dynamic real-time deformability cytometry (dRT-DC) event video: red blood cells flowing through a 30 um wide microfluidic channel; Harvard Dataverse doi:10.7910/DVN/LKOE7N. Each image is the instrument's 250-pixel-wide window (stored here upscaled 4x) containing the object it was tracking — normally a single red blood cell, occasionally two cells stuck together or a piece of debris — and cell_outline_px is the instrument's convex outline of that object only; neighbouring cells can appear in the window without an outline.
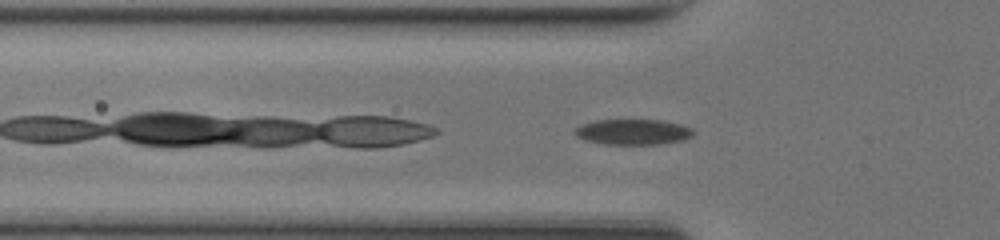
{"species": "common noctule bat (a hibernating species)", "species_latin": "Nyctalus noctula", "temperature_condition": "room temperature", "stored_images_in_passage": 37, "camera_frame_rate_fps": 3000, "um_per_image_px": 0.085, "animal": {"sex": "female", "body_mass_g": 17.0, "forearm_length_mm": 48.0}, "frame": {"image": 1, "passage_image": 3, "time_ms": 0.667, "image_size_px": [1000, 240], "cell_outline_px": [[696, 132], [692, 136], [684, 140], [660, 144], [604, 144], [584, 140], [576, 136], [572, 132], [580, 124], [592, 120], [664, 120], [680, 124], [692, 128]], "centroid_in_image_um": [53.79, 11.21], "position_along_channel_um": 72.0, "area_um2": 17.92}}
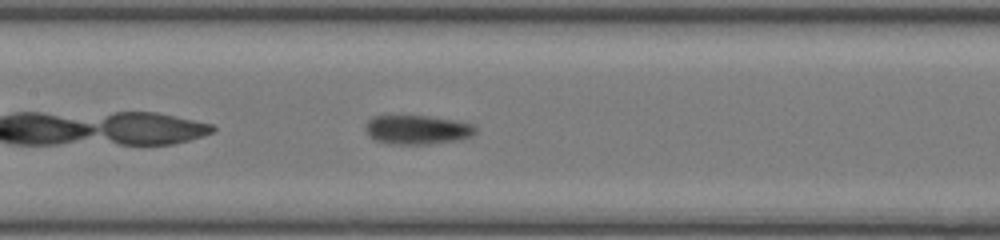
{"frame": {"image": 2, "passage_image": 10, "time_ms": 3.0, "image_size_px": [1000, 240], "cell_outline_px": [[476, 132], [472, 136], [464, 140], [428, 144], [392, 144], [376, 140], [368, 136], [364, 128], [364, 124], [372, 116], [428, 116], [456, 120], [472, 124], [476, 128]], "centroid_in_image_um": [35.48, 11.03], "position_along_channel_um": 171.9, "area_um2": 18.96}}
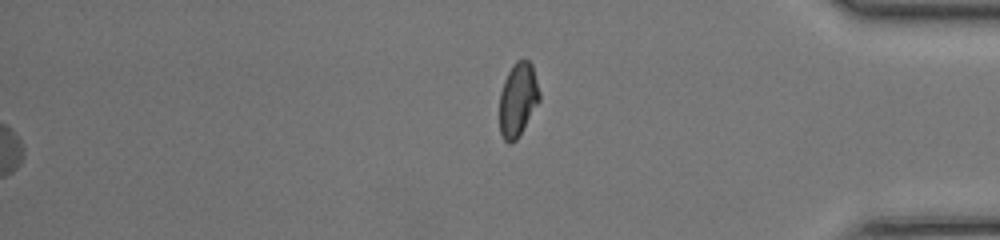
{"frame": {"image": 3, "passage_image": 37, "time_ms": 12.0, "image_size_px": [1000, 240], "cell_outline_px": [[540, 100], [516, 140], [512, 144], [508, 144], [504, 140], [500, 132], [500, 92], [504, 80], [508, 72], [516, 60], [524, 56], [532, 64], [540, 92]], "centroid_in_image_um": [44.02, 8.43], "position_along_channel_um": 391.2, "area_um2": 17.28}, "authors_computed_cell_mechanics": {"area_um2": 18.9584, "velocity_mm_per_s": 4.2693, "shape_relaxation_time_tau1_ms": 2.3287, "shape_relaxation_time_tau2_ms": 1.6257, "deformation_change_tau1": 0.1015, "deformation_change_tau2": 0.0689}}